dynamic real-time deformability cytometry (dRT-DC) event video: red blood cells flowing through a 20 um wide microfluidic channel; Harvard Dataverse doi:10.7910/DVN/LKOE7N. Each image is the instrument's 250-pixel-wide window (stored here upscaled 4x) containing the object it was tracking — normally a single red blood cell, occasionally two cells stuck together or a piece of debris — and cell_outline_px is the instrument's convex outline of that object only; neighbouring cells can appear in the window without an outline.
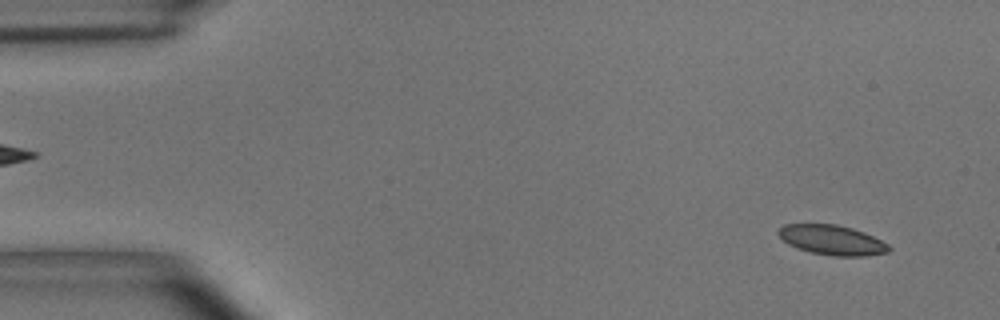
{"species": "common noctule bat (a hibernating species)", "species_latin": "Nyctalus noctula", "temperature_condition": "room temperature", "stored_images_in_passage": 53, "camera_frame_rate_fps": 3000, "um_per_image_px": 0.085, "animal": {"sex": "male", "body_mass_g": 15.6}, "frame": {"image": 1, "passage_image": 3, "time_ms": 0.667, "image_size_px": [1000, 320], "cell_outline_px": [[892, 248], [888, 252], [868, 256], [832, 256], [812, 252], [796, 248], [788, 244], [776, 232], [784, 224], [836, 224], [852, 228], [864, 232], [888, 244]], "centroid_in_image_um": [70.73, 20.4], "position_along_channel_um": 14.3, "area_um2": 19.19}}
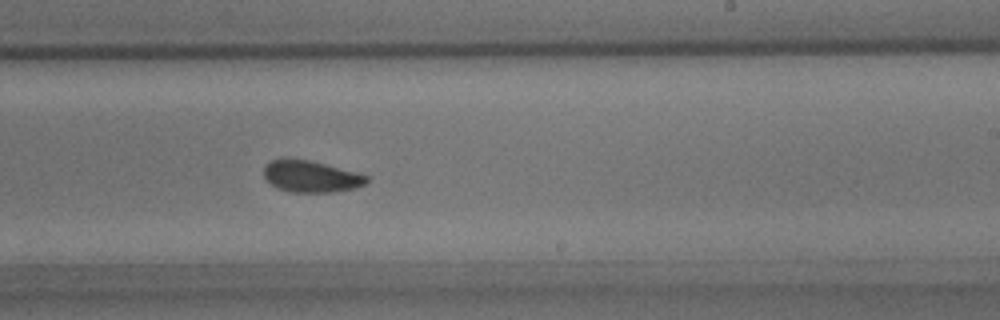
{"frame": {"image": 2, "passage_image": 32, "time_ms": 10.333, "image_size_px": [1000, 320], "cell_outline_px": [[368, 180], [364, 184], [356, 188], [332, 192], [292, 192], [276, 188], [264, 176], [264, 164], [280, 156], [284, 156], [308, 160], [324, 164], [368, 176]], "centroid_in_image_um": [26.35, 14.97], "position_along_channel_um": 262.6, "area_um2": 19.02}}
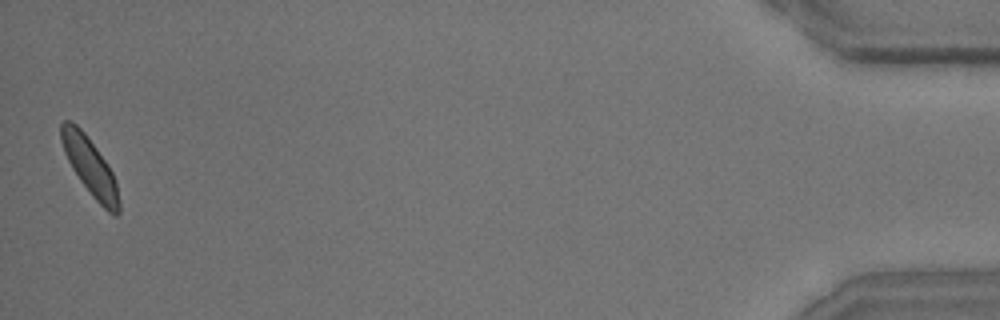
{"frame": {"image": 3, "passage_image": 53, "time_ms": 17.333, "image_size_px": [1000, 320], "cell_outline_px": [[120, 212], [116, 216], [112, 216], [92, 196], [80, 180], [72, 168], [64, 152], [60, 140], [60, 124], [64, 120], [72, 120], [84, 132], [96, 148], [112, 172], [116, 184], [120, 200]], "centroid_in_image_um": [7.64, 14.17], "position_along_channel_um": 427.6, "area_um2": 19.31}, "authors_computed_cell_mechanics": {"area_um2": 19.4786, "velocity_mm_per_s": 3.6612, "shape_relaxation_time_tau1_ms": 2.7004, "shape_relaxation_time_tau2_ms": 1.3373, "deformation_change_tau1": 0.0765, "deformation_change_tau2": 0.0618}}